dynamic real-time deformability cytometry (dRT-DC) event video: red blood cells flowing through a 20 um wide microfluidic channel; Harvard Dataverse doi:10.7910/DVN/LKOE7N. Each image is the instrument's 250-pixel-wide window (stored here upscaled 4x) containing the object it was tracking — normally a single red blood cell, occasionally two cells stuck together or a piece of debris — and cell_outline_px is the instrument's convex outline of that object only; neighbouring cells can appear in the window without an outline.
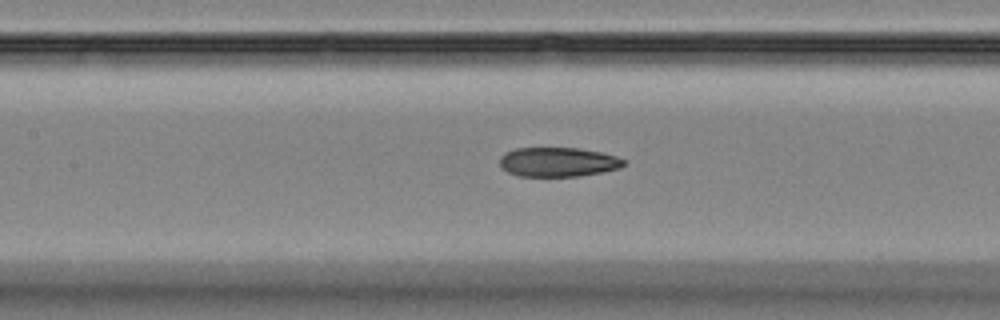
{"species": "Egyptian fruit bat (a non-hibernating species)", "species_latin": "Rousettus aegyptiacus", "temperature_condition": "room temperature", "stored_images_in_passage": 45, "camera_frame_rate_fps": 3000, "um_per_image_px": 0.085, "animal": {"sex": "female"}, "frame": {"image": 1, "passage_image": 25, "time_ms": 8.0, "image_size_px": [1000, 320], "cell_outline_px": [[628, 164], [620, 168], [604, 172], [580, 176], [520, 176], [508, 172], [500, 164], [500, 156], [504, 152], [516, 148], [576, 148], [600, 152], [616, 156], [624, 160]], "centroid_in_image_um": [47.46, 13.77], "position_along_channel_um": 159.9, "area_um2": 21.27}}
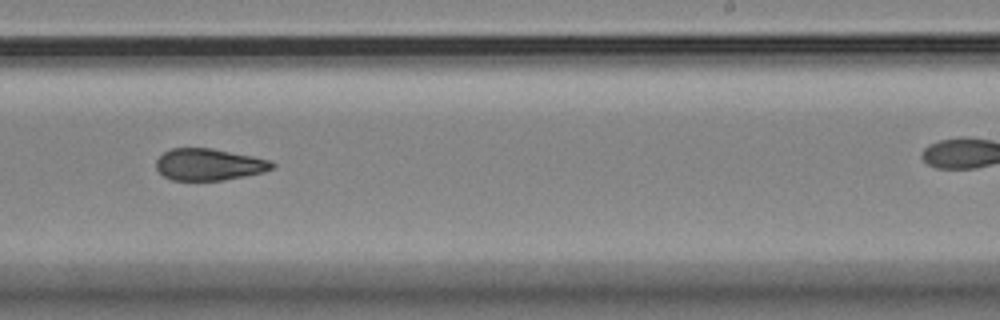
{"frame": {"image": 2, "passage_image": 34, "time_ms": 11.0, "image_size_px": [1000, 320], "cell_outline_px": [[276, 164], [272, 168], [264, 172], [224, 180], [172, 180], [164, 176], [156, 168], [156, 160], [164, 152], [172, 148], [212, 148], [272, 160]], "centroid_in_image_um": [17.78, 13.98], "position_along_channel_um": 271.2, "area_um2": 21.44}}
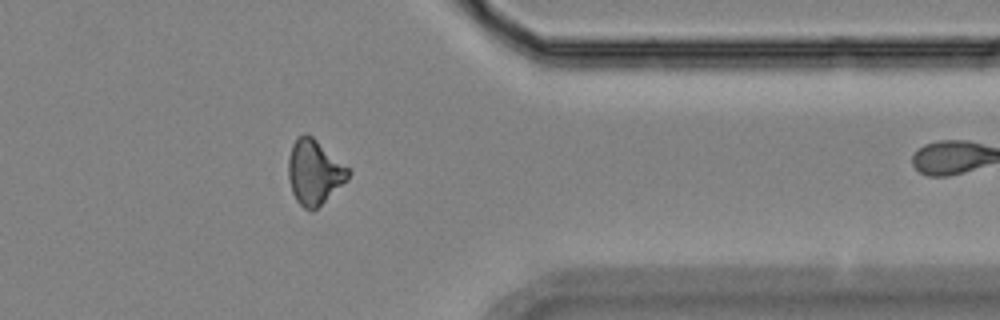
{"frame": {"image": 3, "passage_image": 44, "time_ms": 14.333, "image_size_px": [1000, 320], "cell_outline_px": [[352, 172], [348, 180], [312, 212], [304, 208], [296, 200], [292, 192], [288, 180], [288, 160], [292, 144], [296, 136], [304, 132], [312, 136], [348, 168]], "centroid_in_image_um": [26.69, 14.63], "position_along_channel_um": 384.7, "area_um2": 22.66}}